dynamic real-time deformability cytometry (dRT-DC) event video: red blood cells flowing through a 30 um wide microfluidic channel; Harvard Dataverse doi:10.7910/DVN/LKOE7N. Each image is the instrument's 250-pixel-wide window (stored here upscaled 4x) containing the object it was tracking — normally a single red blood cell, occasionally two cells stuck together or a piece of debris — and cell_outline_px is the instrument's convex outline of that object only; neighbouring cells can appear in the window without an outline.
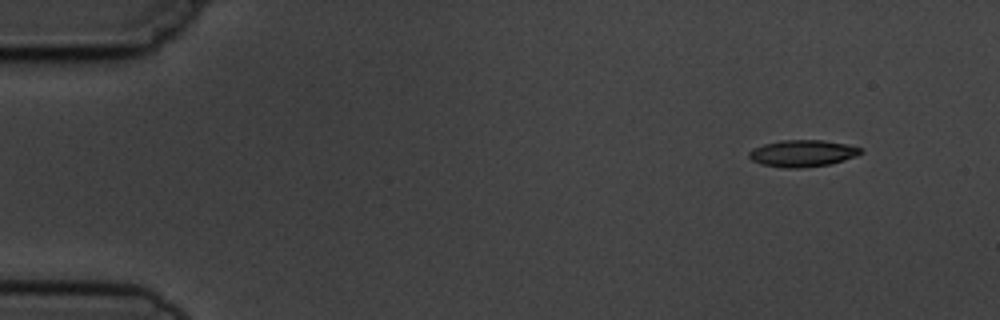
{"species": "common noctule bat (a hibernating species)", "species_latin": "Nyctalus noctula", "temperature_condition": "cold", "stored_images_in_passage": 4, "camera_frame_rate_fps": 3000, "um_per_image_px": 0.085, "animal": {"sex": "male", "body_mass_g": 19.5, "forearm_length_mm": 54.6}, "frame": {"image": 1, "passage_image": 1, "time_ms": 0.0, "image_size_px": [1000, 320], "cell_outline_px": [[864, 152], [856, 156], [844, 160], [828, 164], [800, 168], [784, 168], [760, 164], [752, 160], [748, 156], [748, 152], [752, 148], [764, 144], [780, 140], [824, 140], [844, 144], [860, 148]], "centroid_in_image_um": [68.17, 13.03], "position_along_channel_um": 16.8, "area_um2": 17.4}}
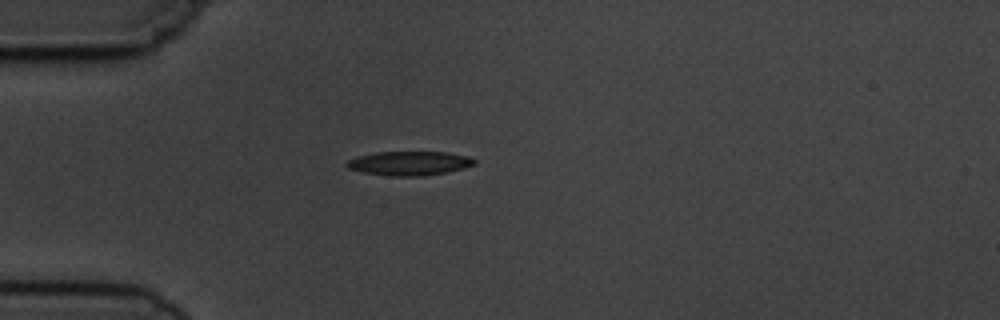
{"frame": {"image": 2, "passage_image": 4, "time_ms": 3.333, "image_size_px": [1000, 320], "cell_outline_px": [[476, 164], [464, 168], [448, 172], [424, 176], [392, 176], [364, 172], [348, 168], [344, 164], [348, 160], [356, 156], [376, 152], [448, 152], [468, 156], [476, 160]], "centroid_in_image_um": [34.81, 13.87], "position_along_channel_um": 50.2, "area_um2": 18.03}}